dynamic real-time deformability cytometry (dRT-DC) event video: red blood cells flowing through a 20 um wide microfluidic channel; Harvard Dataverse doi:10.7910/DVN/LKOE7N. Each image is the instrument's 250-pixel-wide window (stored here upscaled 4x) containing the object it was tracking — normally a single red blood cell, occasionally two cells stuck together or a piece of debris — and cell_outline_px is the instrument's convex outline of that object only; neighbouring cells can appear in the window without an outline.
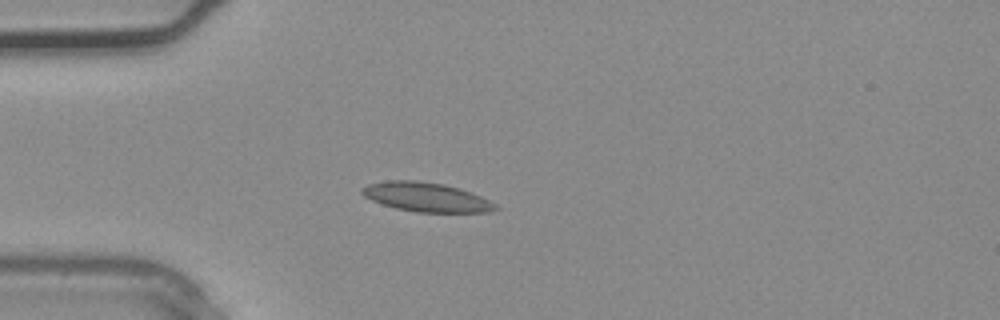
{"species": "common noctule bat (a hibernating species)", "species_latin": "Nyctalus noctula", "temperature_condition": "warm", "stored_images_in_passage": 31, "camera_frame_rate_fps": 3000, "um_per_image_px": 0.085, "animal": {"sex": "male", "body_mass_g": 20.4}, "frame": {"image": 1, "passage_image": 5, "time_ms": 1.333, "image_size_px": [1000, 320], "cell_outline_px": [[500, 208], [488, 212], [416, 212], [396, 208], [372, 200], [364, 196], [360, 192], [360, 188], [368, 184], [388, 180], [416, 180], [444, 184], [460, 188], [480, 196], [496, 204]], "centroid_in_image_um": [36.22, 16.74], "position_along_channel_um": 48.8, "area_um2": 22.66}}